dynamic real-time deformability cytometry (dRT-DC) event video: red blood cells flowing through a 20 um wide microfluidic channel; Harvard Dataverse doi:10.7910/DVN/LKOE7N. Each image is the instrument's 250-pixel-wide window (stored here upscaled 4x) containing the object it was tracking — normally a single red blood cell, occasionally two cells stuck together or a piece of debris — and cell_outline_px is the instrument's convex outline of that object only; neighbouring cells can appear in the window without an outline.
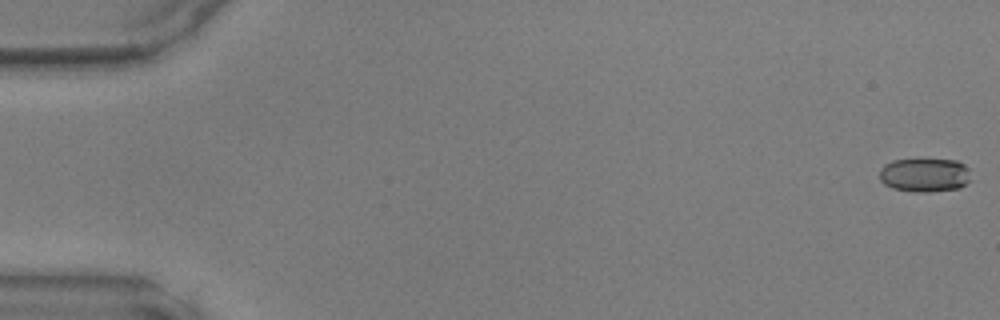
{"species": "common noctule bat (a hibernating species)", "species_latin": "Nyctalus noctula", "temperature_condition": "warm", "stored_images_in_passage": 48, "camera_frame_rate_fps": 3000, "um_per_image_px": 0.085, "animal": {"sex": "male", "body_mass_g": 17.9, "forearm_length_mm": 54.2}, "frame": {"image": 1, "passage_image": 1, "time_ms": 0.0, "image_size_px": [1000, 320], "cell_outline_px": [[972, 180], [960, 188], [928, 192], [916, 192], [892, 188], [884, 184], [880, 180], [880, 168], [884, 164], [892, 160], [956, 160], [964, 164], [968, 168]], "centroid_in_image_um": [78.61, 14.88], "position_along_channel_um": 6.4, "area_um2": 18.15}}
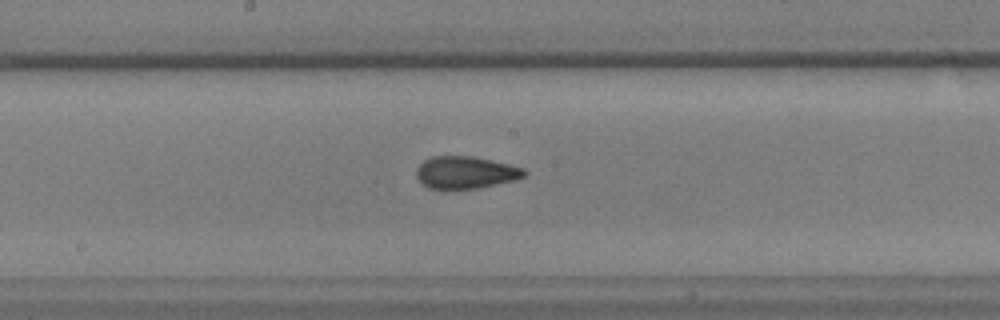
{"frame": {"image": 2, "passage_image": 26, "time_ms": 8.333, "image_size_px": [1000, 320], "cell_outline_px": [[528, 172], [524, 176], [516, 180], [480, 188], [444, 192], [428, 188], [416, 176], [416, 168], [424, 160], [432, 156], [472, 156], [492, 160], [524, 168]], "centroid_in_image_um": [39.55, 14.7], "position_along_channel_um": 208.6, "area_um2": 20.98}}
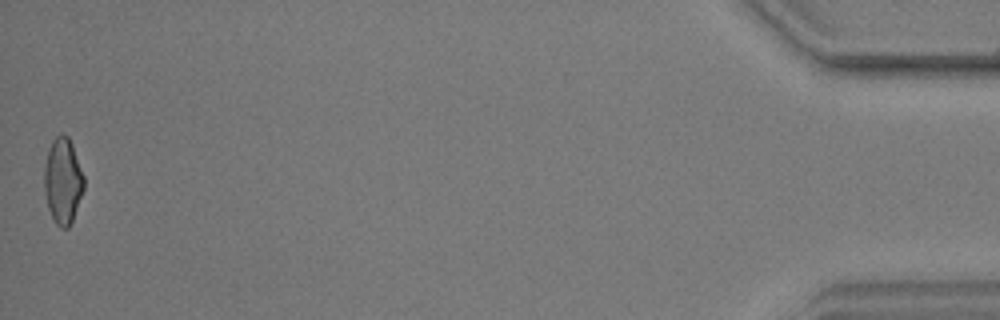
{"frame": {"image": 3, "passage_image": 48, "time_ms": 15.667, "image_size_px": [1000, 320], "cell_outline_px": [[84, 188], [72, 220], [68, 228], [60, 228], [56, 224], [48, 208], [44, 192], [44, 164], [48, 148], [52, 140], [60, 132], [68, 136], [72, 144], [84, 176]], "centroid_in_image_um": [5.32, 15.34], "position_along_channel_um": 429.9, "area_um2": 19.94}}